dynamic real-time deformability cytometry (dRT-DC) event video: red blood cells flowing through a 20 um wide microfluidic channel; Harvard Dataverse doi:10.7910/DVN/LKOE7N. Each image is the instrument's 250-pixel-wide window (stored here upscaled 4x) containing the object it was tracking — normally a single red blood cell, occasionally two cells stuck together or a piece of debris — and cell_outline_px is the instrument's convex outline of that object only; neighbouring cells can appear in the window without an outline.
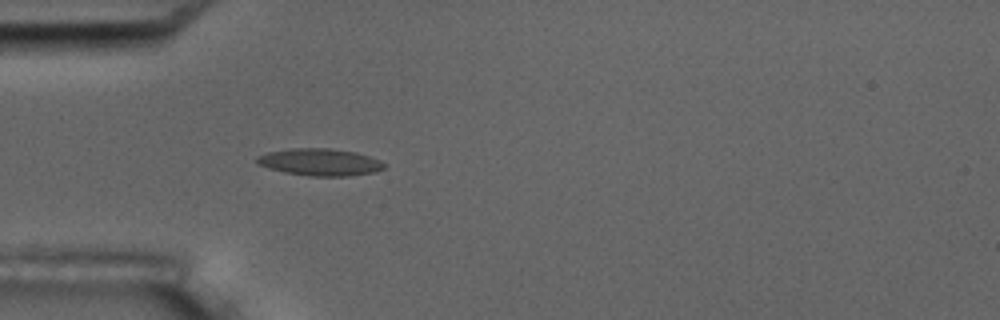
{"species": "common noctule bat (a hibernating species)", "species_latin": "Nyctalus noctula", "temperature_condition": "room temperature", "stored_images_in_passage": 4, "camera_frame_rate_fps": 3000, "um_per_image_px": 0.085, "animal": {"sex": "male", "body_mass_g": 17.5, "forearm_length_mm": 52.3}, "frame": {"image": 1, "passage_image": 4, "time_ms": 3.667, "image_size_px": [1000, 320], "cell_outline_px": [[384, 168], [376, 172], [352, 176], [308, 176], [284, 172], [268, 168], [256, 164], [256, 156], [268, 152], [292, 148], [332, 148], [356, 152], [380, 160], [384, 164]], "centroid_in_image_um": [27.18, 13.78], "position_along_channel_um": 57.8, "area_um2": 20.29}}